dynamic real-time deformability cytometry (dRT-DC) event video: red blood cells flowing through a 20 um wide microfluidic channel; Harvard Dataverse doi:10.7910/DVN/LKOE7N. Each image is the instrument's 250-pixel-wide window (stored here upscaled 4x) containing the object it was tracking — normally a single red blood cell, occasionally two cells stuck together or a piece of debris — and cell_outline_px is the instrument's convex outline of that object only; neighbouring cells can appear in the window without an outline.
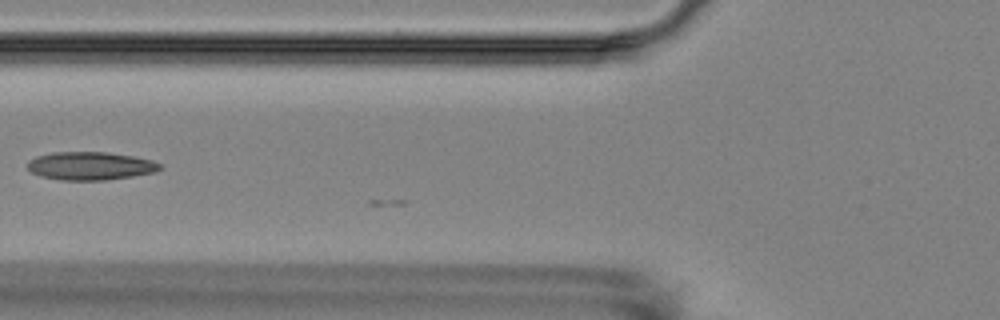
{"species": "Egyptian fruit bat (a non-hibernating species)", "species_latin": "Rousettus aegyptiacus", "temperature_condition": "room temperature", "stored_images_in_passage": 2, "camera_frame_rate_fps": 3000, "um_per_image_px": 0.085, "animal": {"sex": "female"}, "frame": {"image": 1, "passage_image": 2, "time_ms": 1.0, "image_size_px": [1000, 320], "cell_outline_px": [[164, 168], [156, 172], [132, 176], [104, 180], [60, 180], [40, 176], [32, 172], [28, 168], [28, 160], [36, 156], [52, 152], [108, 152], [132, 156], [152, 160], [160, 164]], "centroid_in_image_um": [7.68, 14.1], "position_along_channel_um": 118.1, "area_um2": 21.79}}